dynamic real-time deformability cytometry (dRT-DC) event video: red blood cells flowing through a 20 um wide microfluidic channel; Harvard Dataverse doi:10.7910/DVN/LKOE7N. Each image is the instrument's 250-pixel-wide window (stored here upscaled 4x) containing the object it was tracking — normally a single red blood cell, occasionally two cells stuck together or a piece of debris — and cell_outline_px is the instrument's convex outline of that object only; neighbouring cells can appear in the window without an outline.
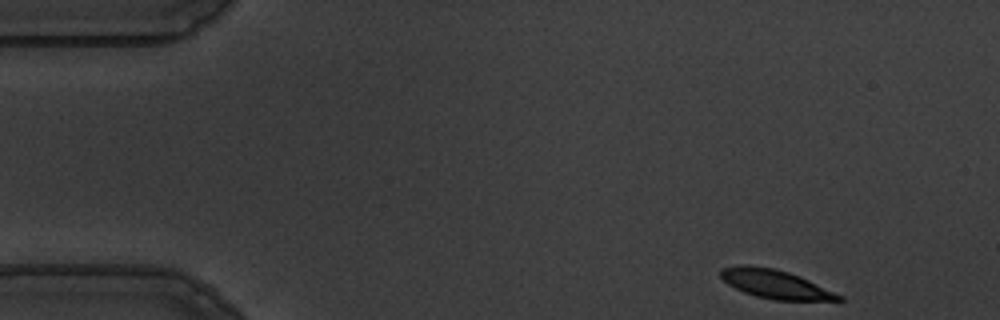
{"species": "common noctule bat (a hibernating species)", "species_latin": "Nyctalus noctula", "temperature_condition": "warm", "stored_images_in_passage": 12, "camera_frame_rate_fps": 3000, "um_per_image_px": 0.085, "animal": {"sex": "male", "body_mass_g": 19.5, "forearm_length_mm": 54.6}, "frame": {"image": 1, "passage_image": 1, "time_ms": 0.0, "image_size_px": [1000, 320], "cell_outline_px": [[844, 300], [776, 300], [756, 296], [744, 292], [728, 284], [720, 276], [720, 268], [740, 264], [744, 264], [776, 268], [788, 272], [808, 280], [844, 296]], "centroid_in_image_um": [65.87, 24.13], "position_along_channel_um": 19.1, "area_um2": 19.65}}